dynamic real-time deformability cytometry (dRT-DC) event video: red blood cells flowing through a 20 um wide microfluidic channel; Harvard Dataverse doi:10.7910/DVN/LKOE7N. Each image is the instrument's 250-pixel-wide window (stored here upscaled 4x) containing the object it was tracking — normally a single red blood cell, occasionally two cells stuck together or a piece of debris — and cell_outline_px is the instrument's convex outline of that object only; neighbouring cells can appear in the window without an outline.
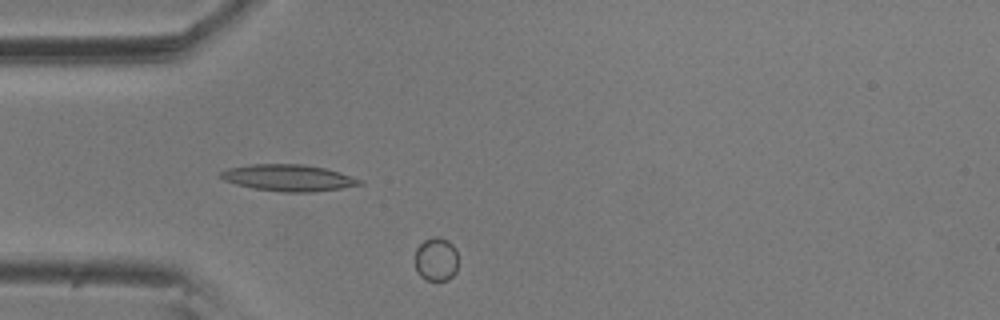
{"species": "common noctule bat (a hibernating species)", "species_latin": "Nyctalus noctula", "temperature_condition": "room temperature", "stored_images_in_passage": 44, "camera_frame_rate_fps": 3000, "um_per_image_px": 0.085, "animal": {"sex": "male", "body_mass_g": 20.5, "forearm_length_mm": 52.5}, "frame": {"image": 1, "passage_image": 1, "time_ms": 0.0, "image_size_px": [1000, 320], "cell_outline_px": [[456, 272], [448, 280], [428, 280], [420, 276], [416, 268], [416, 248], [424, 240], [436, 236], [448, 240], [456, 248]], "centroid_in_image_um": [37.07, 22.03], "position_along_channel_um": 47.9, "area_um2": 10.87}}
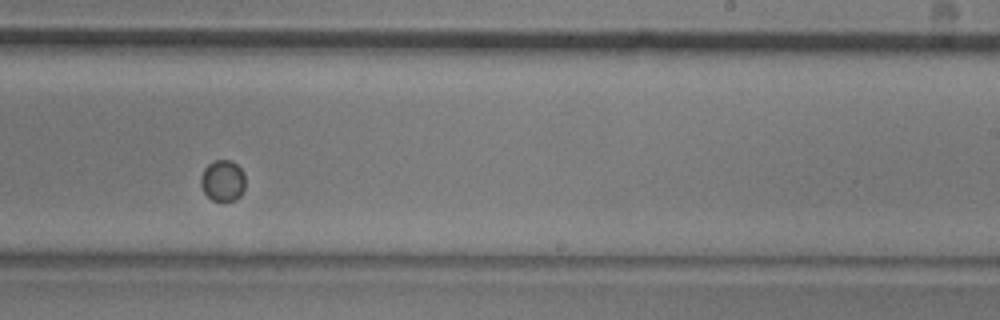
{"frame": {"image": 2, "passage_image": 22, "time_ms": 7.0, "image_size_px": [1000, 320], "cell_outline_px": [[244, 188], [240, 196], [236, 200], [212, 200], [204, 192], [200, 184], [200, 176], [204, 168], [208, 164], [216, 160], [228, 160], [236, 164], [244, 172]], "centroid_in_image_um": [18.92, 15.35], "position_along_channel_um": 270.1, "area_um2": 10.64}}
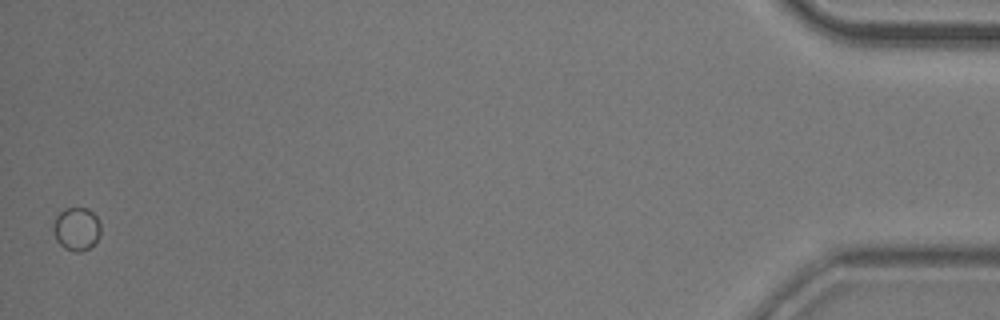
{"frame": {"image": 3, "passage_image": 44, "time_ms": 14.333, "image_size_px": [1000, 320], "cell_outline_px": [[100, 236], [88, 248], [80, 252], [76, 252], [64, 248], [56, 240], [52, 228], [56, 216], [64, 208], [88, 208], [96, 216], [100, 224]], "centroid_in_image_um": [6.49, 19.45], "position_along_channel_um": 428.7, "area_um2": 11.91}}